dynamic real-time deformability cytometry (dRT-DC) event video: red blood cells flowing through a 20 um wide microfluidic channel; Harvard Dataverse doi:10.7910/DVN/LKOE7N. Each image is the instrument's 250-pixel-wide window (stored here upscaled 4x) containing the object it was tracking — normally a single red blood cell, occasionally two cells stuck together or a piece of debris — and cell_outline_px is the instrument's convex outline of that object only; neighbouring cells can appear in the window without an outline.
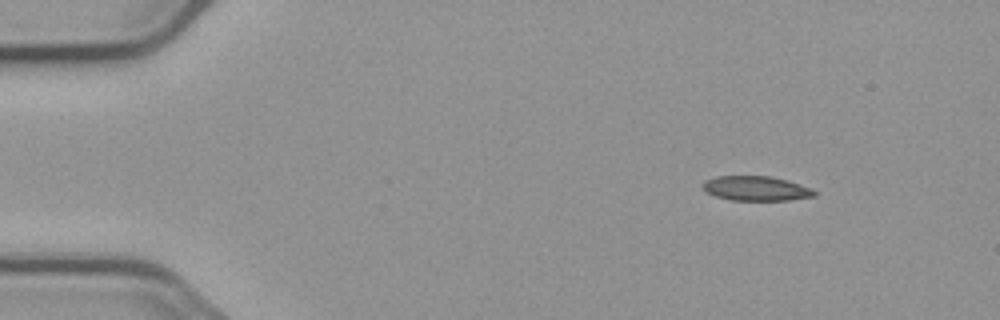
{"species": "common noctule bat (a hibernating species)", "species_latin": "Nyctalus noctula", "temperature_condition": "cold", "stored_images_in_passage": 4, "camera_frame_rate_fps": 3000, "um_per_image_px": 0.085, "animal": {"sex": "male", "body_mass_g": 23.1, "forearm_length_mm": 52.7}, "frame": {"image": 1, "passage_image": 1, "time_ms": 0.0, "image_size_px": [1000, 320], "cell_outline_px": [[816, 196], [788, 200], [732, 200], [716, 196], [708, 192], [704, 188], [704, 180], [716, 176], [772, 176], [788, 180], [812, 188], [816, 192]], "centroid_in_image_um": [64.31, 16.01], "position_along_channel_um": 20.7, "area_um2": 15.95}}
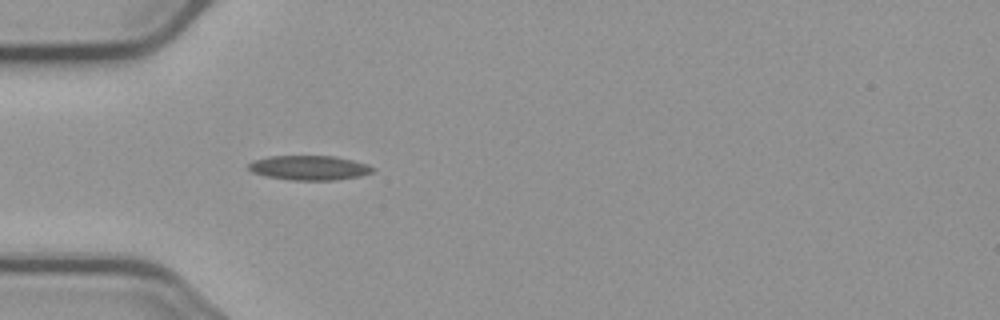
{"frame": {"image": 2, "passage_image": 4, "time_ms": 3.333, "image_size_px": [1000, 320], "cell_outline_px": [[376, 168], [372, 172], [360, 176], [332, 180], [292, 180], [268, 176], [252, 172], [248, 168], [248, 164], [252, 160], [268, 156], [336, 156], [368, 164]], "centroid_in_image_um": [26.29, 14.25], "position_along_channel_um": 58.7, "area_um2": 17.74}}